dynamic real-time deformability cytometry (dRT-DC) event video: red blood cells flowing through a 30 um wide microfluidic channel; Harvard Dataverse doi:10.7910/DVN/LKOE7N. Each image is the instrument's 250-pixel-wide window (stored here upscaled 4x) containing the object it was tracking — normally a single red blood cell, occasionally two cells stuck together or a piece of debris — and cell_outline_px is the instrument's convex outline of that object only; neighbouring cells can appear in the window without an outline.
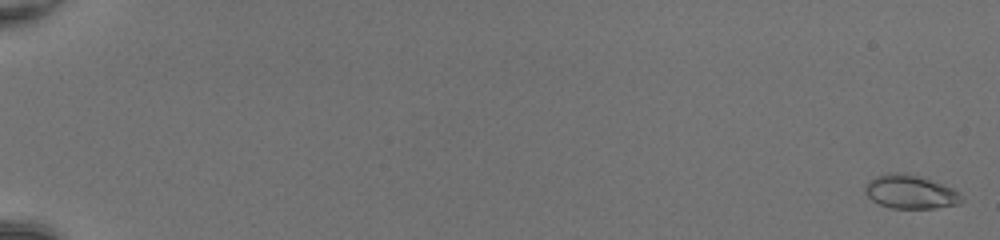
{"species": "common noctule bat (a hibernating species)", "species_latin": "Nyctalus noctula", "temperature_condition": "room temperature", "stored_images_in_passage": 52, "camera_frame_rate_fps": 3000, "um_per_image_px": 0.085, "animal": {"sex": "female", "body_mass_g": 20.0, "forearm_length_mm": 54.0}, "frame": {"image": 1, "passage_image": 2, "time_ms": 0.333, "image_size_px": [1000, 240], "cell_outline_px": [[964, 200], [960, 204], [936, 208], [892, 208], [880, 204], [872, 200], [864, 192], [864, 188], [868, 180], [876, 176], [888, 172], [904, 172], [952, 188], [960, 192]], "centroid_in_image_um": [77.37, 16.31], "position_along_channel_um": 7.6, "area_um2": 18.9}}
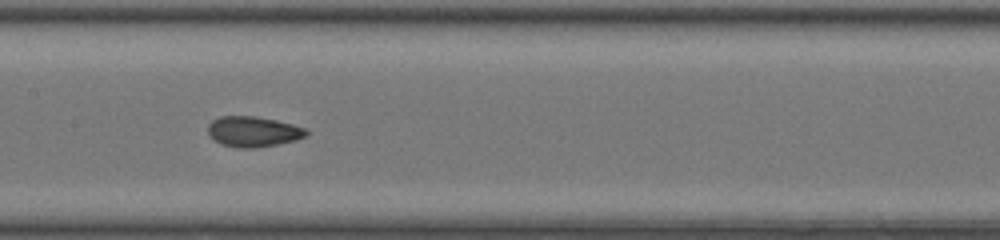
{"frame": {"image": 2, "passage_image": 30, "time_ms": 9.667, "image_size_px": [1000, 240], "cell_outline_px": [[308, 136], [296, 140], [256, 148], [236, 148], [220, 144], [208, 132], [208, 124], [212, 120], [220, 116], [256, 116], [276, 120], [292, 124], [304, 128], [308, 132]], "centroid_in_image_um": [21.52, 11.19], "position_along_channel_um": 185.9, "area_um2": 17.46}}
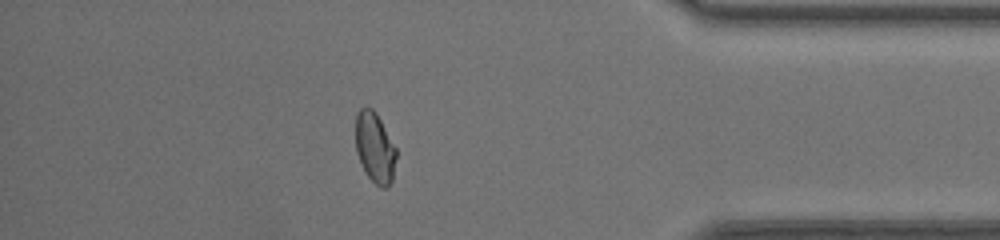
{"frame": {"image": 3, "passage_image": 47, "time_ms": 15.333, "image_size_px": [1000, 240], "cell_outline_px": [[396, 156], [392, 180], [388, 188], [380, 188], [368, 176], [356, 152], [356, 116], [360, 108], [364, 104], [372, 108], [376, 112], [396, 148]], "centroid_in_image_um": [31.86, 12.52], "position_along_channel_um": 403.3, "area_um2": 16.65}, "authors_computed_cell_mechanics": {"area_um2": 17.4556, "velocity_mm_per_s": 4.2781, "shape_relaxation_time_tau1_ms": 10.3213, "shape_relaxation_time_tau2_ms": 1.0541, "deformation_change_tau1": 0.2148, "deformation_change_tau2": 0.0556}}